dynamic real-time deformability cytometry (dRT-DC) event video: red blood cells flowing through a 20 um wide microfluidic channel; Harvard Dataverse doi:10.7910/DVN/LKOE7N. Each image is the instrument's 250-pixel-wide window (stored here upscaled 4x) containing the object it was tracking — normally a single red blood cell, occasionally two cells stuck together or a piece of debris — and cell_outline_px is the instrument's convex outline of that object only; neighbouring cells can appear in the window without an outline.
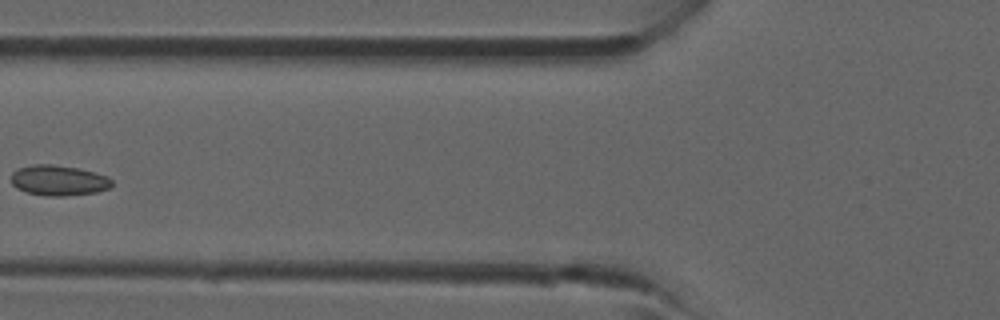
{"species": "common noctule bat (a hibernating species)", "species_latin": "Nyctalus noctula", "temperature_condition": "room temperature", "stored_images_in_passage": 4, "camera_frame_rate_fps": 3000, "um_per_image_px": 0.085, "animal": {"sex": "male", "forearm_length_mm": 52.5}, "frame": {"image": 1, "passage_image": 4, "time_ms": 3.667, "image_size_px": [1000, 320], "cell_outline_px": [[112, 184], [108, 188], [96, 192], [64, 196], [44, 196], [28, 192], [16, 188], [12, 184], [12, 172], [16, 168], [32, 164], [52, 164], [76, 168], [96, 172], [108, 176], [112, 180]], "centroid_in_image_um": [4.96, 15.32], "position_along_channel_um": 120.8, "area_um2": 17.92}}